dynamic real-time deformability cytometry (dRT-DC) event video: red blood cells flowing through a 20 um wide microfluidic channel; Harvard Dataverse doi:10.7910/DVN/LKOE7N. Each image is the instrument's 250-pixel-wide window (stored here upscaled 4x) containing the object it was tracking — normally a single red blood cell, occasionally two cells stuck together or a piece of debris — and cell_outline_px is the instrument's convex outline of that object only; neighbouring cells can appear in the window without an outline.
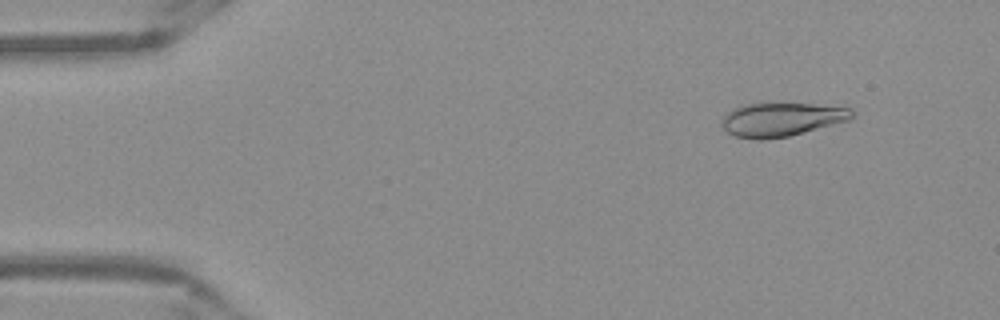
{"species": "Egyptian fruit bat (a non-hibernating species)", "species_latin": "Rousettus aegyptiacus", "temperature_condition": "warm", "stored_images_in_passage": 51, "camera_frame_rate_fps": 3000, "um_per_image_px": 0.085, "frame": {"image": 1, "passage_image": 5, "time_ms": 1.333, "image_size_px": [1000, 320], "cell_outline_px": [[852, 116], [848, 120], [788, 136], [760, 140], [756, 140], [736, 136], [728, 132], [720, 124], [720, 120], [732, 108], [744, 104], [812, 104], [852, 108]], "centroid_in_image_um": [66.36, 10.15], "position_along_channel_um": 18.6, "area_um2": 25.14}}
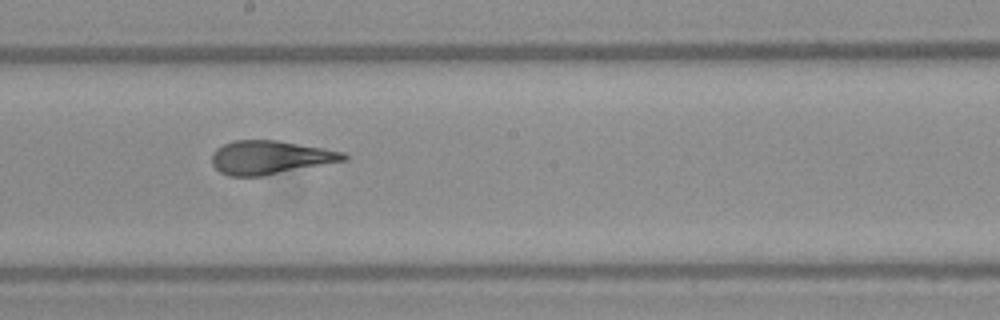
{"frame": {"image": 2, "passage_image": 28, "time_ms": 9.0, "image_size_px": [1000, 320], "cell_outline_px": [[348, 156], [344, 160], [260, 176], [228, 176], [220, 172], [212, 164], [212, 152], [216, 148], [224, 144], [236, 140], [276, 140], [324, 148], [344, 152]], "centroid_in_image_um": [22.9, 13.37], "position_along_channel_um": 225.3, "area_um2": 25.37}}
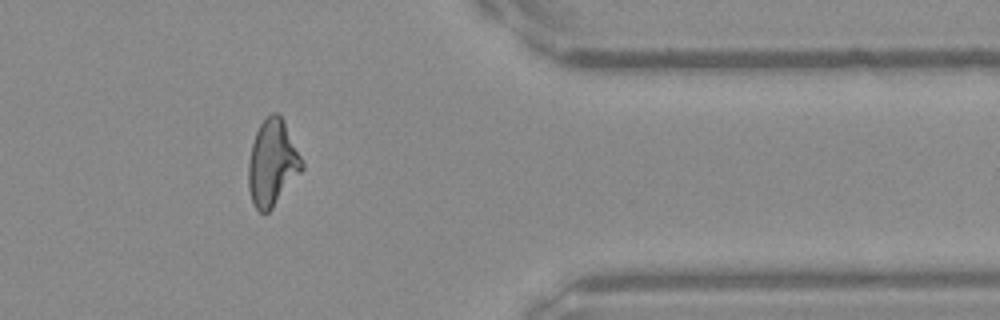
{"frame": {"image": 3, "passage_image": 42, "time_ms": 13.667, "image_size_px": [1000, 320], "cell_outline_px": [[304, 168], [272, 208], [268, 212], [260, 212], [252, 204], [248, 188], [248, 160], [252, 144], [256, 132], [260, 124], [272, 112], [276, 112], [284, 120], [304, 164]], "centroid_in_image_um": [23.13, 13.86], "position_along_channel_um": 388.3, "area_um2": 26.7}, "authors_computed_cell_mechanics": {"area_um2": 26.3568, "velocity_mm_per_s": 3.8995, "shape_relaxation_time_tau1_ms": null, "shape_relaxation_time_tau2_ms": 0.9179, "deformation_change_tau1": null, "deformation_change_tau2": 0.0815}}